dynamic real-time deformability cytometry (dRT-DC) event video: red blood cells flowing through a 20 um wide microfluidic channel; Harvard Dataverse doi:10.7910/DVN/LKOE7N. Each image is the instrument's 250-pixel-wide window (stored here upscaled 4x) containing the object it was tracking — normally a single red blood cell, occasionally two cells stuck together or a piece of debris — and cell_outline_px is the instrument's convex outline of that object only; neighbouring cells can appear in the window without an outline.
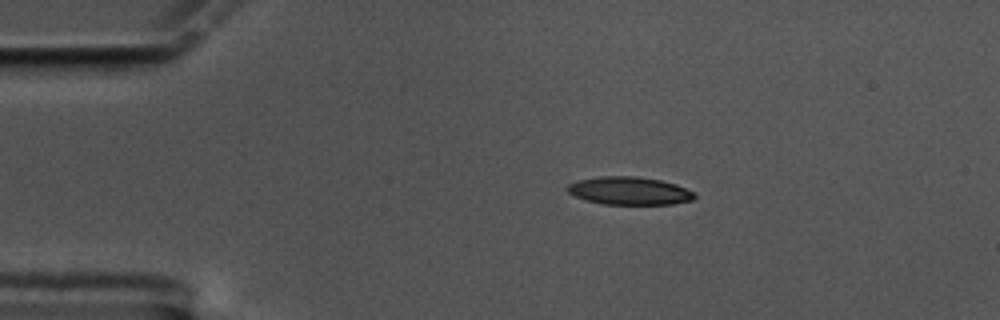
{"species": "common noctule bat (a hibernating species)", "species_latin": "Nyctalus noctula", "temperature_condition": "cold", "stored_images_in_passage": 48, "camera_frame_rate_fps": 3000, "um_per_image_px": 0.085, "animal": {"sex": "male", "body_mass_g": 17.5, "forearm_length_mm": 52.3}, "frame": {"image": 1, "passage_image": 1, "time_ms": 0.0, "image_size_px": [1000, 320], "cell_outline_px": [[696, 196], [692, 200], [672, 204], [604, 204], [588, 200], [576, 196], [568, 192], [568, 184], [580, 180], [600, 176], [636, 176], [660, 180], [676, 184], [696, 192]], "centroid_in_image_um": [53.55, 16.21], "position_along_channel_um": 31.4, "area_um2": 20.52}}
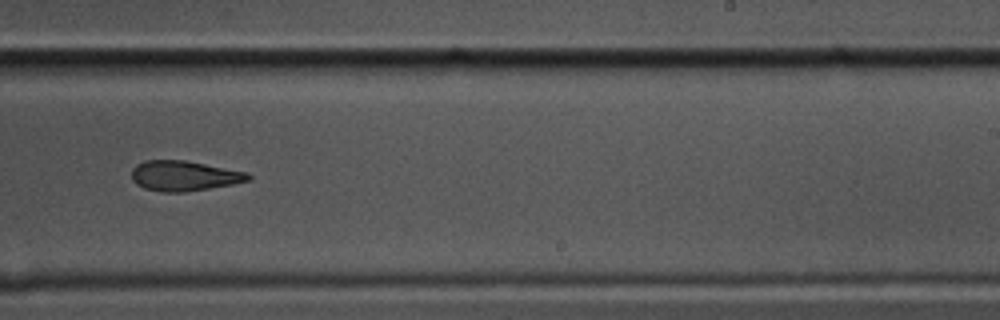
{"frame": {"image": 2, "passage_image": 26, "time_ms": 8.333, "image_size_px": [1000, 320], "cell_outline_px": [[252, 176], [248, 180], [232, 184], [184, 192], [164, 192], [144, 188], [136, 184], [132, 180], [132, 168], [136, 164], [144, 160], [184, 160], [248, 172]], "centroid_in_image_um": [15.61, 14.94], "position_along_channel_um": 273.4, "area_um2": 20.4}}
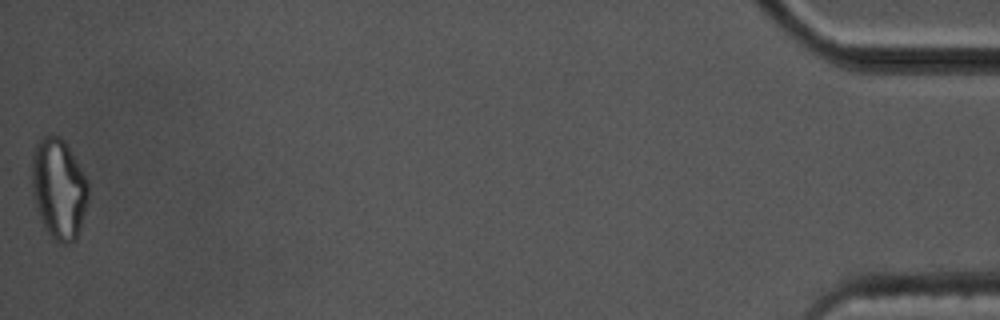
{"frame": {"image": 3, "passage_image": 48, "time_ms": 15.667, "image_size_px": [1000, 320], "cell_outline_px": [[88, 200], [80, 228], [76, 240], [68, 244], [60, 244], [52, 240], [44, 228], [32, 192], [32, 152], [36, 144], [48, 132], [60, 136], [68, 144], [88, 180]], "centroid_in_image_um": [5.0, 16.02], "position_along_channel_um": 430.2, "area_um2": 33.58}, "authors_computed_cell_mechanics": {"area_um2": 21.5594, "velocity_mm_per_s": 3.4558, "shape_relaxation_time_tau1_ms": 5.713, "shape_relaxation_time_tau2_ms": 5.7785, "deformation_change_tau1": 0.1703, "deformation_change_tau2": 0.1628}}